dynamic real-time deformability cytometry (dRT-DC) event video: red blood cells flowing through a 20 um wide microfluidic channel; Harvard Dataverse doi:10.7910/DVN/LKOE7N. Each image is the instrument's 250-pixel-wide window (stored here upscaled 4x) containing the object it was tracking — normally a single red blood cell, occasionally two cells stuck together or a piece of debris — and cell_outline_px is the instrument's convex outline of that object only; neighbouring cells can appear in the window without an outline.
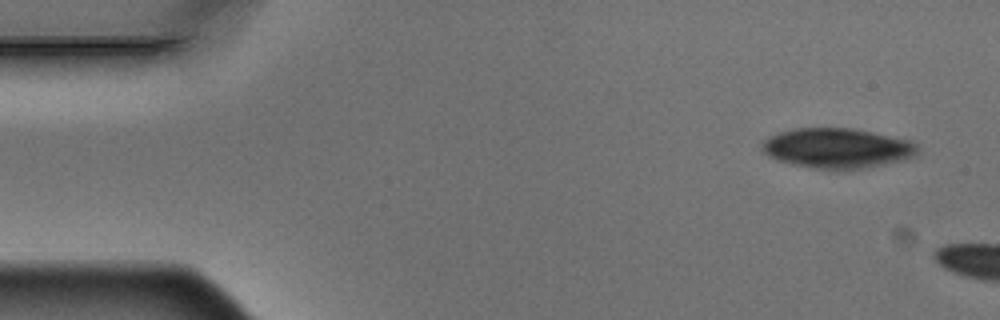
{"species": "Egyptian fruit bat (a non-hibernating species)", "species_latin": "Rousettus aegyptiacus", "temperature_condition": "warm", "stored_images_in_passage": 3, "camera_frame_rate_fps": 3000, "um_per_image_px": 0.085, "animal": {"sex": "male"}, "frame": {"image": 1, "passage_image": 1, "time_ms": 0.0, "image_size_px": [1000, 320], "cell_outline_px": [[920, 156], [904, 160], [860, 168], [816, 168], [792, 164], [776, 160], [768, 156], [760, 148], [760, 144], [768, 136], [780, 132], [796, 128], [852, 128], [912, 140], [916, 144], [920, 152]], "centroid_in_image_um": [71.18, 12.58], "position_along_channel_um": 13.8, "area_um2": 36.24}}